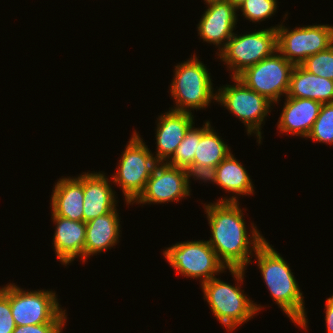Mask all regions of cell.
Returning a JSON list of instances; mask_svg holds the SVG:
<instances>
[{
	"label": "cell",
	"instance_id": "cell-1",
	"mask_svg": "<svg viewBox=\"0 0 333 333\" xmlns=\"http://www.w3.org/2000/svg\"><path fill=\"white\" fill-rule=\"evenodd\" d=\"M238 196L221 198L217 202L204 204L212 238L207 242L214 249L218 259L231 272L237 283H243L251 255L266 240L252 224L248 234L244 215L239 207ZM248 235V236H247ZM250 237V238H249ZM252 245V248H251Z\"/></svg>",
	"mask_w": 333,
	"mask_h": 333
},
{
	"label": "cell",
	"instance_id": "cell-2",
	"mask_svg": "<svg viewBox=\"0 0 333 333\" xmlns=\"http://www.w3.org/2000/svg\"><path fill=\"white\" fill-rule=\"evenodd\" d=\"M254 253L273 300L295 325L307 330L304 297L287 262L266 240Z\"/></svg>",
	"mask_w": 333,
	"mask_h": 333
},
{
	"label": "cell",
	"instance_id": "cell-3",
	"mask_svg": "<svg viewBox=\"0 0 333 333\" xmlns=\"http://www.w3.org/2000/svg\"><path fill=\"white\" fill-rule=\"evenodd\" d=\"M212 79L207 67L194 54L189 60L175 66L170 85L171 98L175 100V111L192 114V110L208 107L216 101Z\"/></svg>",
	"mask_w": 333,
	"mask_h": 333
},
{
	"label": "cell",
	"instance_id": "cell-4",
	"mask_svg": "<svg viewBox=\"0 0 333 333\" xmlns=\"http://www.w3.org/2000/svg\"><path fill=\"white\" fill-rule=\"evenodd\" d=\"M240 286H232L216 277L201 284L211 312L228 332L249 321L262 309L243 294Z\"/></svg>",
	"mask_w": 333,
	"mask_h": 333
},
{
	"label": "cell",
	"instance_id": "cell-5",
	"mask_svg": "<svg viewBox=\"0 0 333 333\" xmlns=\"http://www.w3.org/2000/svg\"><path fill=\"white\" fill-rule=\"evenodd\" d=\"M112 181L121 187L127 205L144 191L155 166L159 163L148 146L136 131L132 133L125 150L121 154Z\"/></svg>",
	"mask_w": 333,
	"mask_h": 333
},
{
	"label": "cell",
	"instance_id": "cell-6",
	"mask_svg": "<svg viewBox=\"0 0 333 333\" xmlns=\"http://www.w3.org/2000/svg\"><path fill=\"white\" fill-rule=\"evenodd\" d=\"M234 85L218 89L216 101L221 103L246 126L247 134H256L257 142L262 139L261 125L271 112L272 102L254 90L248 88L239 78L232 77Z\"/></svg>",
	"mask_w": 333,
	"mask_h": 333
},
{
	"label": "cell",
	"instance_id": "cell-7",
	"mask_svg": "<svg viewBox=\"0 0 333 333\" xmlns=\"http://www.w3.org/2000/svg\"><path fill=\"white\" fill-rule=\"evenodd\" d=\"M277 51L276 26L244 35L233 34L217 56L237 77L246 68L253 66Z\"/></svg>",
	"mask_w": 333,
	"mask_h": 333
},
{
	"label": "cell",
	"instance_id": "cell-8",
	"mask_svg": "<svg viewBox=\"0 0 333 333\" xmlns=\"http://www.w3.org/2000/svg\"><path fill=\"white\" fill-rule=\"evenodd\" d=\"M163 255L178 274L192 279L200 278L201 284L227 269L204 240L176 243L163 250Z\"/></svg>",
	"mask_w": 333,
	"mask_h": 333
},
{
	"label": "cell",
	"instance_id": "cell-9",
	"mask_svg": "<svg viewBox=\"0 0 333 333\" xmlns=\"http://www.w3.org/2000/svg\"><path fill=\"white\" fill-rule=\"evenodd\" d=\"M294 66L278 51H275L271 56L246 68L237 78L248 88L276 104L281 100V95L287 96Z\"/></svg>",
	"mask_w": 333,
	"mask_h": 333
},
{
	"label": "cell",
	"instance_id": "cell-10",
	"mask_svg": "<svg viewBox=\"0 0 333 333\" xmlns=\"http://www.w3.org/2000/svg\"><path fill=\"white\" fill-rule=\"evenodd\" d=\"M0 290L10 300L11 314L16 326L50 323L63 310L56 293L52 291L28 292L13 283Z\"/></svg>",
	"mask_w": 333,
	"mask_h": 333
},
{
	"label": "cell",
	"instance_id": "cell-11",
	"mask_svg": "<svg viewBox=\"0 0 333 333\" xmlns=\"http://www.w3.org/2000/svg\"><path fill=\"white\" fill-rule=\"evenodd\" d=\"M277 51L294 65H300L309 56L333 44V26L308 25L289 30L283 24L276 26Z\"/></svg>",
	"mask_w": 333,
	"mask_h": 333
},
{
	"label": "cell",
	"instance_id": "cell-12",
	"mask_svg": "<svg viewBox=\"0 0 333 333\" xmlns=\"http://www.w3.org/2000/svg\"><path fill=\"white\" fill-rule=\"evenodd\" d=\"M190 195L185 169L170 166L166 162H159L150 175L144 191L133 203L179 202Z\"/></svg>",
	"mask_w": 333,
	"mask_h": 333
},
{
	"label": "cell",
	"instance_id": "cell-13",
	"mask_svg": "<svg viewBox=\"0 0 333 333\" xmlns=\"http://www.w3.org/2000/svg\"><path fill=\"white\" fill-rule=\"evenodd\" d=\"M208 9L197 25L200 38L218 47L220 52L234 34L237 8L226 0H204Z\"/></svg>",
	"mask_w": 333,
	"mask_h": 333
},
{
	"label": "cell",
	"instance_id": "cell-14",
	"mask_svg": "<svg viewBox=\"0 0 333 333\" xmlns=\"http://www.w3.org/2000/svg\"><path fill=\"white\" fill-rule=\"evenodd\" d=\"M190 113L169 110L157 119L156 155L158 162L168 161L184 139L189 128L195 124Z\"/></svg>",
	"mask_w": 333,
	"mask_h": 333
},
{
	"label": "cell",
	"instance_id": "cell-15",
	"mask_svg": "<svg viewBox=\"0 0 333 333\" xmlns=\"http://www.w3.org/2000/svg\"><path fill=\"white\" fill-rule=\"evenodd\" d=\"M55 223L53 246L57 259L67 266L80 257L84 262L86 222L74 221L52 214Z\"/></svg>",
	"mask_w": 333,
	"mask_h": 333
},
{
	"label": "cell",
	"instance_id": "cell-16",
	"mask_svg": "<svg viewBox=\"0 0 333 333\" xmlns=\"http://www.w3.org/2000/svg\"><path fill=\"white\" fill-rule=\"evenodd\" d=\"M285 100L277 129L281 133H290V135L307 139L319 115L322 103L312 99L287 96H285Z\"/></svg>",
	"mask_w": 333,
	"mask_h": 333
},
{
	"label": "cell",
	"instance_id": "cell-17",
	"mask_svg": "<svg viewBox=\"0 0 333 333\" xmlns=\"http://www.w3.org/2000/svg\"><path fill=\"white\" fill-rule=\"evenodd\" d=\"M109 180L100 172H84L83 222L110 213L116 208L115 192Z\"/></svg>",
	"mask_w": 333,
	"mask_h": 333
},
{
	"label": "cell",
	"instance_id": "cell-18",
	"mask_svg": "<svg viewBox=\"0 0 333 333\" xmlns=\"http://www.w3.org/2000/svg\"><path fill=\"white\" fill-rule=\"evenodd\" d=\"M51 196L52 214L74 221H83L84 174L63 177L55 183Z\"/></svg>",
	"mask_w": 333,
	"mask_h": 333
},
{
	"label": "cell",
	"instance_id": "cell-19",
	"mask_svg": "<svg viewBox=\"0 0 333 333\" xmlns=\"http://www.w3.org/2000/svg\"><path fill=\"white\" fill-rule=\"evenodd\" d=\"M120 219L115 208L110 213L86 222L84 262L90 256L105 252L119 242Z\"/></svg>",
	"mask_w": 333,
	"mask_h": 333
},
{
	"label": "cell",
	"instance_id": "cell-20",
	"mask_svg": "<svg viewBox=\"0 0 333 333\" xmlns=\"http://www.w3.org/2000/svg\"><path fill=\"white\" fill-rule=\"evenodd\" d=\"M287 97L307 98L322 104L333 103V80L312 74L301 65H295Z\"/></svg>",
	"mask_w": 333,
	"mask_h": 333
},
{
	"label": "cell",
	"instance_id": "cell-21",
	"mask_svg": "<svg viewBox=\"0 0 333 333\" xmlns=\"http://www.w3.org/2000/svg\"><path fill=\"white\" fill-rule=\"evenodd\" d=\"M216 184L233 195L254 194V186L247 170L232 153L216 166Z\"/></svg>",
	"mask_w": 333,
	"mask_h": 333
},
{
	"label": "cell",
	"instance_id": "cell-22",
	"mask_svg": "<svg viewBox=\"0 0 333 333\" xmlns=\"http://www.w3.org/2000/svg\"><path fill=\"white\" fill-rule=\"evenodd\" d=\"M231 149L218 136L209 121H205L202 127V137L197 142L194 161L195 164L216 167L230 153Z\"/></svg>",
	"mask_w": 333,
	"mask_h": 333
},
{
	"label": "cell",
	"instance_id": "cell-23",
	"mask_svg": "<svg viewBox=\"0 0 333 333\" xmlns=\"http://www.w3.org/2000/svg\"><path fill=\"white\" fill-rule=\"evenodd\" d=\"M202 137V128H195L193 125L187 131L184 139L178 145L173 156L166 162L170 166L186 168L193 164L197 142Z\"/></svg>",
	"mask_w": 333,
	"mask_h": 333
},
{
	"label": "cell",
	"instance_id": "cell-24",
	"mask_svg": "<svg viewBox=\"0 0 333 333\" xmlns=\"http://www.w3.org/2000/svg\"><path fill=\"white\" fill-rule=\"evenodd\" d=\"M307 138L319 143L333 144V103H323Z\"/></svg>",
	"mask_w": 333,
	"mask_h": 333
},
{
	"label": "cell",
	"instance_id": "cell-25",
	"mask_svg": "<svg viewBox=\"0 0 333 333\" xmlns=\"http://www.w3.org/2000/svg\"><path fill=\"white\" fill-rule=\"evenodd\" d=\"M300 65L312 74L333 80V44L327 49L309 56Z\"/></svg>",
	"mask_w": 333,
	"mask_h": 333
},
{
	"label": "cell",
	"instance_id": "cell-26",
	"mask_svg": "<svg viewBox=\"0 0 333 333\" xmlns=\"http://www.w3.org/2000/svg\"><path fill=\"white\" fill-rule=\"evenodd\" d=\"M277 6L276 0H246L237 10L240 9L247 20L255 23L274 15Z\"/></svg>",
	"mask_w": 333,
	"mask_h": 333
},
{
	"label": "cell",
	"instance_id": "cell-27",
	"mask_svg": "<svg viewBox=\"0 0 333 333\" xmlns=\"http://www.w3.org/2000/svg\"><path fill=\"white\" fill-rule=\"evenodd\" d=\"M66 310H62L50 323L16 326L12 333H61L67 320Z\"/></svg>",
	"mask_w": 333,
	"mask_h": 333
},
{
	"label": "cell",
	"instance_id": "cell-28",
	"mask_svg": "<svg viewBox=\"0 0 333 333\" xmlns=\"http://www.w3.org/2000/svg\"><path fill=\"white\" fill-rule=\"evenodd\" d=\"M185 172L188 187H190V177H193L195 180H201L203 182L210 181L213 184L216 183V167L214 166L193 163L185 168Z\"/></svg>",
	"mask_w": 333,
	"mask_h": 333
},
{
	"label": "cell",
	"instance_id": "cell-29",
	"mask_svg": "<svg viewBox=\"0 0 333 333\" xmlns=\"http://www.w3.org/2000/svg\"><path fill=\"white\" fill-rule=\"evenodd\" d=\"M16 325L11 314L10 300L0 290V333H12Z\"/></svg>",
	"mask_w": 333,
	"mask_h": 333
},
{
	"label": "cell",
	"instance_id": "cell-30",
	"mask_svg": "<svg viewBox=\"0 0 333 333\" xmlns=\"http://www.w3.org/2000/svg\"><path fill=\"white\" fill-rule=\"evenodd\" d=\"M325 310V323L327 327V333H333V294L331 297L327 298Z\"/></svg>",
	"mask_w": 333,
	"mask_h": 333
},
{
	"label": "cell",
	"instance_id": "cell-31",
	"mask_svg": "<svg viewBox=\"0 0 333 333\" xmlns=\"http://www.w3.org/2000/svg\"><path fill=\"white\" fill-rule=\"evenodd\" d=\"M229 1L232 5H234L236 8H238L240 5H242L246 0H226Z\"/></svg>",
	"mask_w": 333,
	"mask_h": 333
}]
</instances>
